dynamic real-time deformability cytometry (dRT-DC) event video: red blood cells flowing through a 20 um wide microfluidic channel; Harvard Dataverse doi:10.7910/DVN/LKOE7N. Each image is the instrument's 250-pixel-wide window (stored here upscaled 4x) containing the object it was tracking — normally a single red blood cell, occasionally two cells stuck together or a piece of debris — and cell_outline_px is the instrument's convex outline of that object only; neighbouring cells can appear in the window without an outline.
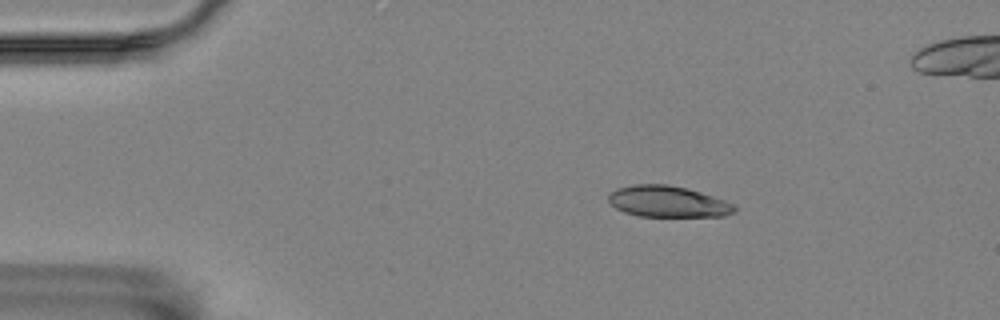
{"species": "Egyptian fruit bat (a non-hibernating species)", "species_latin": "Rousettus aegyptiacus", "temperature_condition": "room temperature", "stored_images_in_passage": 46, "camera_frame_rate_fps": 3000, "um_per_image_px": 0.085, "animal": {"sex": "female"}, "frame": {"image": 1, "passage_image": 10, "time_ms": 3.0, "image_size_px": [1000, 320], "cell_outline_px": [[736, 212], [724, 216], [640, 216], [624, 212], [616, 208], [608, 200], [608, 196], [616, 188], [632, 184], [668, 184], [688, 188], [736, 204]], "centroid_in_image_um": [56.78, 17.12], "position_along_channel_um": 28.2, "area_um2": 23.0}}
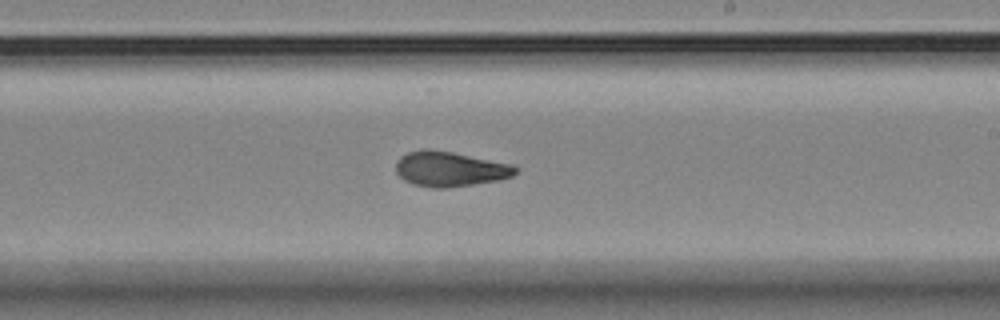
{"frame": {"image": 2, "passage_image": 34, "time_ms": 11.0, "image_size_px": [1000, 320], "cell_outline_px": [[520, 168], [512, 176], [500, 180], [448, 188], [432, 188], [412, 184], [404, 180], [396, 172], [396, 160], [400, 156], [408, 152], [424, 148], [428, 148], [452, 152], [512, 164]], "centroid_in_image_um": [38.23, 14.36], "position_along_channel_um": 250.8, "area_um2": 24.62}}
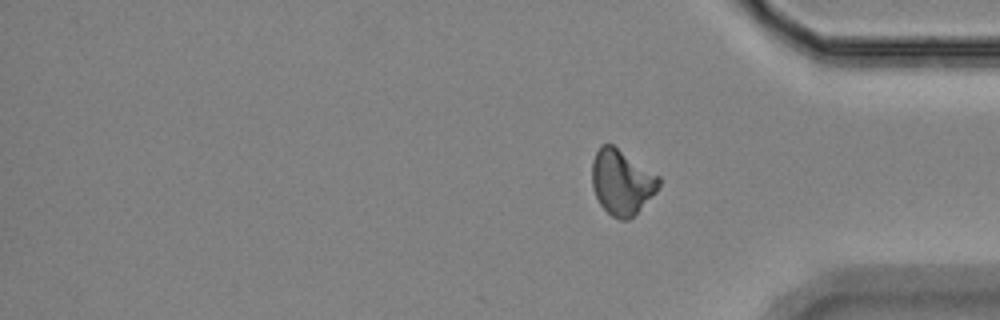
{"frame": {"image": 3, "passage_image": 46, "time_ms": 15.0, "image_size_px": [1000, 320], "cell_outline_px": [[660, 184], [656, 192], [628, 220], [620, 220], [612, 216], [600, 204], [592, 188], [592, 160], [600, 144], [612, 144], [660, 176]], "centroid_in_image_um": [52.83, 15.46], "position_along_channel_um": 382.4, "area_um2": 25.2}, "authors_computed_cell_mechanics": {"area_um2": 23.9292, "velocity_mm_per_s": 3.4971, "shape_relaxation_time_tau1_ms": 5.7893, "shape_relaxation_time_tau2_ms": 3.2159, "deformation_change_tau1": 0.1507, "deformation_change_tau2": 0.1013}}